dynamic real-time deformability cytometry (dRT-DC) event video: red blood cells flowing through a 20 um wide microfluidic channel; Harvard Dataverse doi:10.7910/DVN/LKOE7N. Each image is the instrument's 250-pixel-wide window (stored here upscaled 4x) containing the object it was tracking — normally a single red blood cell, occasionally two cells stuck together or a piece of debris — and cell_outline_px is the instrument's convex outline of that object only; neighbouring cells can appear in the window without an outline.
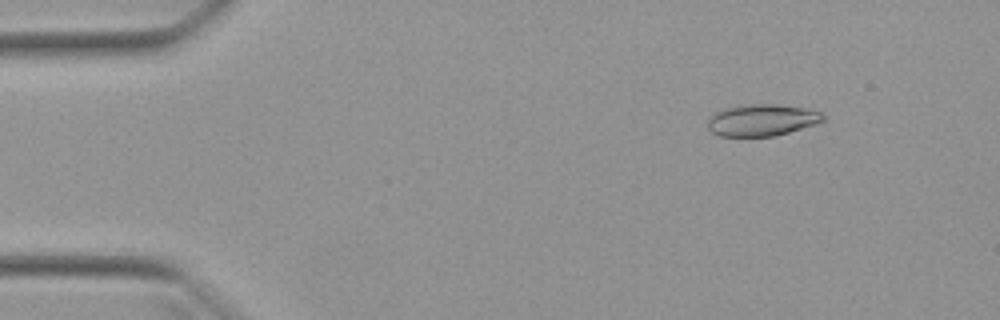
{"species": "Egyptian fruit bat (a non-hibernating species)", "species_latin": "Rousettus aegyptiacus", "temperature_condition": "warm", "stored_images_in_passage": 51, "camera_frame_rate_fps": 3000, "um_per_image_px": 0.085, "animal": {"sex": "female"}, "frame": {"image": 1, "passage_image": 6, "time_ms": 1.667, "image_size_px": [1000, 320], "cell_outline_px": [[824, 120], [816, 124], [788, 132], [772, 136], [720, 136], [712, 132], [708, 128], [708, 120], [716, 112], [728, 108], [752, 104], [776, 104], [804, 108], [820, 112], [824, 116]], "centroid_in_image_um": [64.77, 10.21], "position_along_channel_um": 20.2, "area_um2": 20.92}}
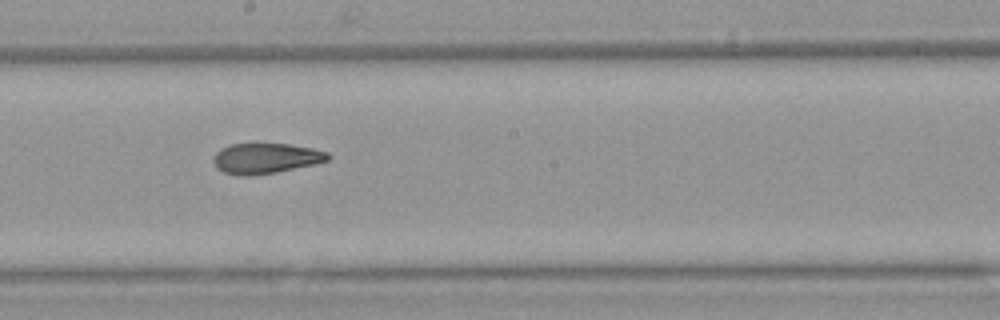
{"frame": {"image": 2, "passage_image": 28, "time_ms": 9.0, "image_size_px": [1000, 320], "cell_outline_px": [[332, 156], [328, 160], [316, 164], [276, 172], [252, 176], [240, 176], [224, 172], [216, 168], [212, 160], [212, 156], [220, 148], [232, 144], [288, 144], [312, 148], [328, 152]], "centroid_in_image_um": [22.57, 13.46], "position_along_channel_um": 225.6, "area_um2": 20.46}}
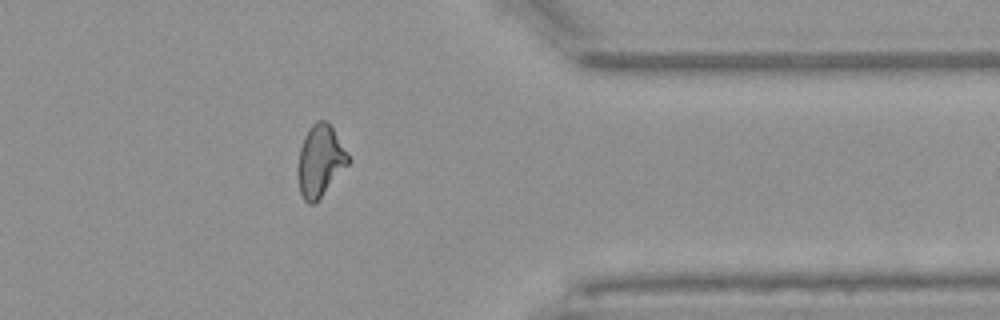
{"frame": {"image": 3, "passage_image": 41, "time_ms": 13.333, "image_size_px": [1000, 320], "cell_outline_px": [[352, 160], [320, 196], [312, 204], [308, 204], [304, 200], [300, 192], [296, 168], [300, 148], [304, 136], [308, 128], [316, 120], [324, 120], [332, 128]], "centroid_in_image_um": [27.18, 13.65], "position_along_channel_um": 384.2, "area_um2": 20.75}, "authors_computed_cell_mechanics": {"area_um2": 21.097, "velocity_mm_per_s": 3.9848, "shape_relaxation_time_tau1_ms": 7.8078, "shape_relaxation_time_tau2_ms": 1.5023, "deformation_change_tau1": 0.2176, "deformation_change_tau2": 0.0784}}